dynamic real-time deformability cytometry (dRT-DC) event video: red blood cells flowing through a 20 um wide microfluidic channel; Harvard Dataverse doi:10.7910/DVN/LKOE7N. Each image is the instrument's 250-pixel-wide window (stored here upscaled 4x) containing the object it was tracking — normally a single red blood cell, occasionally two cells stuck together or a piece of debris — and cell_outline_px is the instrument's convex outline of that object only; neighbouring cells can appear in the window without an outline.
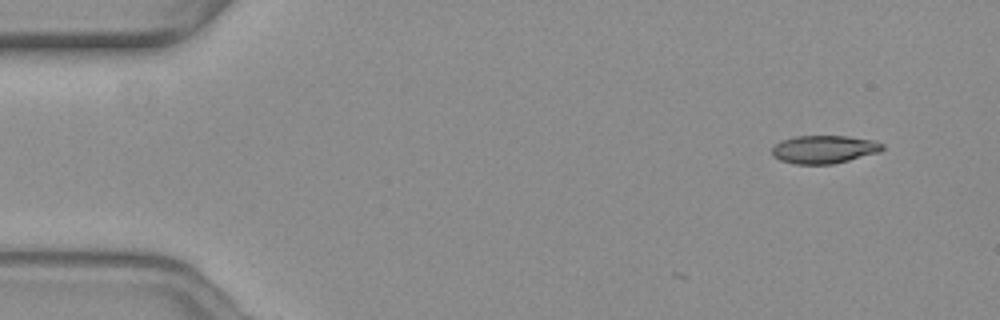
{"species": "common noctule bat (a hibernating species)", "species_latin": "Nyctalus noctula", "temperature_condition": "warm", "stored_images_in_passage": 3, "camera_frame_rate_fps": 3000, "um_per_image_px": 0.085, "animal": {"sex": "female", "body_mass_g": 19.3, "forearm_length_mm": 54.1}, "frame": {"image": 1, "passage_image": 1, "time_ms": 0.0, "image_size_px": [1000, 320], "cell_outline_px": [[884, 148], [880, 152], [832, 164], [796, 164], [780, 160], [772, 156], [772, 148], [780, 140], [796, 136], [848, 136], [872, 140], [884, 144]], "centroid_in_image_um": [70.03, 12.69], "position_along_channel_um": 15.0, "area_um2": 18.03}}